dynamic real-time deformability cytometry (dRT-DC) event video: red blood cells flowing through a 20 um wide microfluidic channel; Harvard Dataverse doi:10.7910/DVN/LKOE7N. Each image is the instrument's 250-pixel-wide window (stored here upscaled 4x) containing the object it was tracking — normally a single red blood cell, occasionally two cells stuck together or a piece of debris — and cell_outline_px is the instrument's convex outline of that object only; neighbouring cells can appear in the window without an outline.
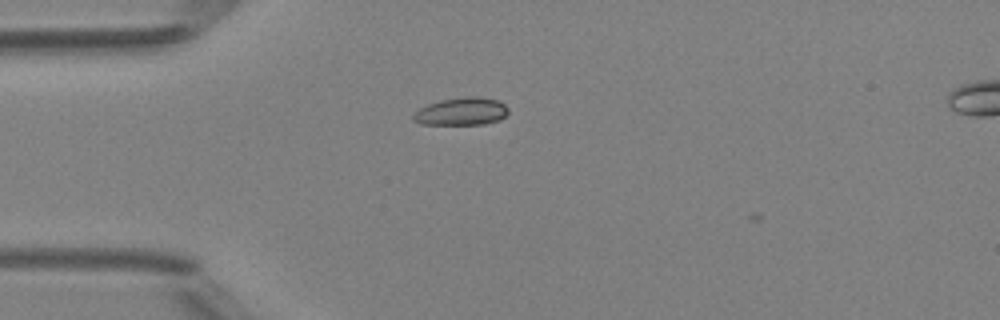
{"species": "Egyptian fruit bat (a non-hibernating species)", "species_latin": "Rousettus aegyptiacus", "temperature_condition": "room temperature", "stored_images_in_passage": 4, "camera_frame_rate_fps": 3000, "um_per_image_px": 0.085, "animal": {"sex": "female"}, "frame": {"image": 1, "passage_image": 2, "time_ms": 0.333, "image_size_px": [1000, 320], "cell_outline_px": [[508, 112], [500, 120], [484, 124], [420, 124], [412, 120], [412, 116], [420, 108], [428, 104], [440, 100], [464, 96], [476, 96], [496, 100], [504, 104], [508, 108]], "centroid_in_image_um": [39.22, 9.47], "position_along_channel_um": 45.8, "area_um2": 15.32}}